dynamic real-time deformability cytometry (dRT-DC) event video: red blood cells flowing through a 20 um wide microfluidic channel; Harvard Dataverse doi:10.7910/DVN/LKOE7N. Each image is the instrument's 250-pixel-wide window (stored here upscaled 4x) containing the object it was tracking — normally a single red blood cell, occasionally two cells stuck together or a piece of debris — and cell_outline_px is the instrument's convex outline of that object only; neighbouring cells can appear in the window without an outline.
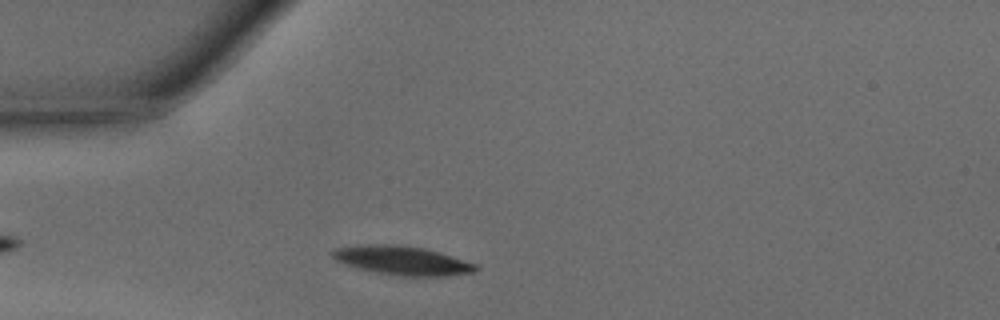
{"species": "common noctule bat (a hibernating species)", "species_latin": "Nyctalus noctula", "temperature_condition": "warm", "stored_images_in_passage": 28, "camera_frame_rate_fps": 3000, "um_per_image_px": 0.085, "animal": {"sex": "male", "body_mass_g": 15.6}, "frame": {"image": 1, "passage_image": 4, "time_ms": 1.0, "image_size_px": [1000, 320], "cell_outline_px": [[480, 268], [476, 272], [448, 276], [400, 276], [360, 268], [336, 260], [332, 256], [332, 252], [336, 248], [368, 244], [392, 244], [424, 248], [476, 264]], "centroid_in_image_um": [34.25, 22.14], "position_along_channel_um": 50.7, "area_um2": 23.64}}
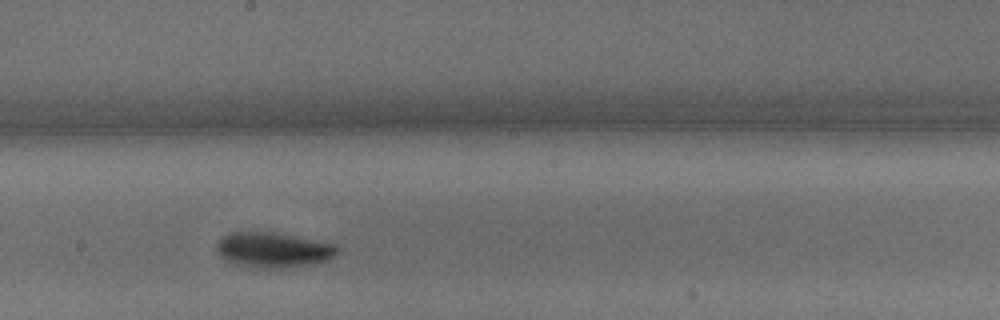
{"frame": {"image": 2, "passage_image": 17, "time_ms": 5.333, "image_size_px": [1000, 320], "cell_outline_px": [[340, 252], [328, 260], [316, 264], [288, 268], [256, 268], [236, 264], [224, 260], [216, 252], [216, 244], [224, 236], [232, 232], [272, 232], [336, 244], [340, 248]], "centroid_in_image_um": [23.25, 21.26], "position_along_channel_um": 224.9, "area_um2": 25.03}}
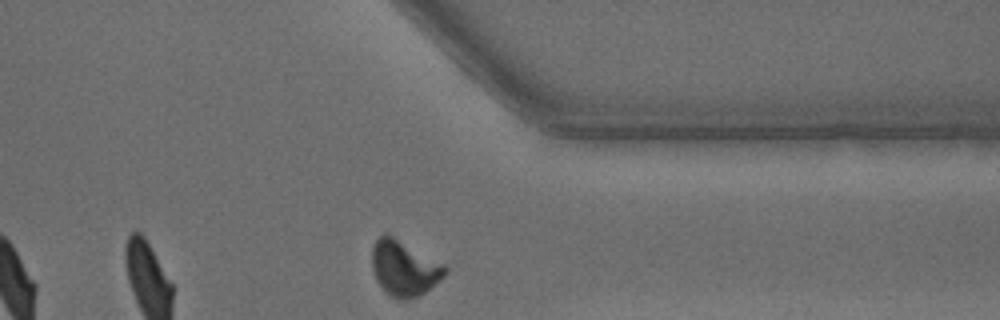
{"frame": {"image": 3, "passage_image": 28, "time_ms": 9.0, "image_size_px": [1000, 320], "cell_outline_px": [[448, 272], [444, 276], [424, 292], [408, 300], [396, 300], [376, 280], [372, 268], [372, 248], [376, 240], [384, 232], [388, 232], [444, 264], [448, 268]], "centroid_in_image_um": [34.35, 22.76], "position_along_channel_um": 377.0, "area_um2": 23.58}, "authors_computed_cell_mechanics": {"area_um2": 23.7847, "velocity_mm_per_s": 4.2804, "shape_relaxation_time_tau1_ms": 1.8342, "shape_relaxation_time_tau2_ms": null, "deformation_change_tau1": 0.1346, "deformation_change_tau2": null}}